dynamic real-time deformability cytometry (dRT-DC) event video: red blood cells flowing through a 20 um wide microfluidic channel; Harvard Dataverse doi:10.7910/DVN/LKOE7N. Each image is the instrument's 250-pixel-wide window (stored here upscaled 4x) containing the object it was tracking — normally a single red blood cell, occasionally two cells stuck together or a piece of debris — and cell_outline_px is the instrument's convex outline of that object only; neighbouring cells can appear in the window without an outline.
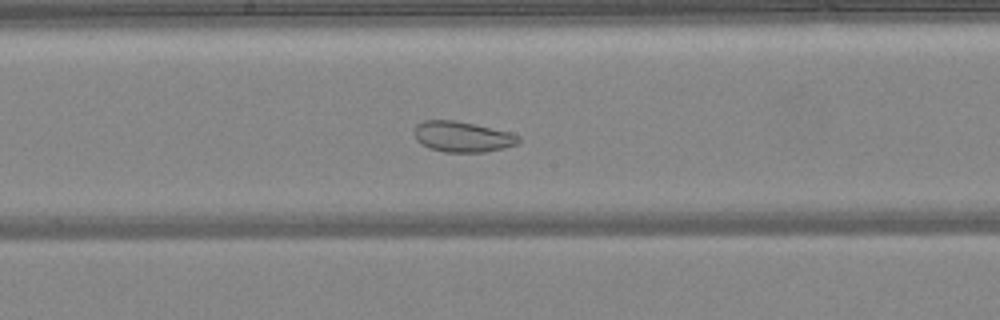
{"species": "common noctule bat (a hibernating species)", "species_latin": "Nyctalus noctula", "temperature_condition": "warm", "stored_images_in_passage": 49, "camera_frame_rate_fps": 3000, "um_per_image_px": 0.085, "animal": {"sex": "female", "body_mass_g": 24.6, "forearm_length_mm": 56.2}, "frame": {"image": 1, "passage_image": 26, "time_ms": 8.333, "image_size_px": [1000, 320], "cell_outline_px": [[520, 140], [516, 144], [504, 148], [484, 152], [444, 152], [428, 148], [420, 144], [416, 140], [416, 124], [424, 120], [456, 120], [512, 132], [520, 136]], "centroid_in_image_um": [39.32, 11.62], "position_along_channel_um": 208.9, "area_um2": 18.73}}
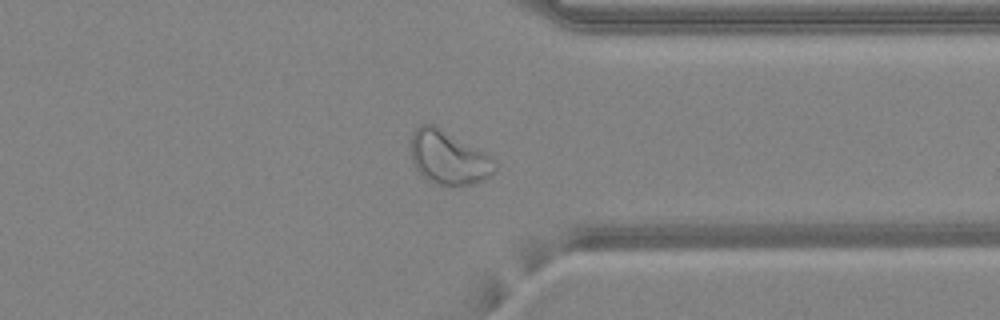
{"frame": {"image": 2, "passage_image": 38, "time_ms": 12.333, "image_size_px": [1000, 320], "cell_outline_px": [[496, 172], [480, 180], [468, 184], [432, 184], [412, 164], [412, 132], [420, 124], [436, 124], [484, 152], [496, 160]], "centroid_in_image_um": [38.12, 13.36], "position_along_channel_um": 373.3, "area_um2": 26.01}}
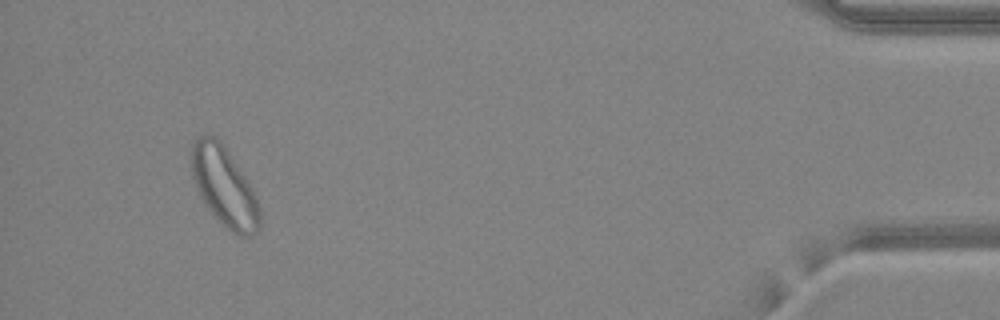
{"frame": {"image": 3, "passage_image": 46, "time_ms": 15.0, "image_size_px": [1000, 320], "cell_outline_px": [[260, 228], [256, 232], [248, 236], [240, 236], [232, 232], [204, 204], [200, 196], [192, 176], [192, 140], [196, 136], [216, 136], [224, 144], [252, 188], [256, 196], [260, 208]], "centroid_in_image_um": [19.07, 15.84], "position_along_channel_um": 416.1, "area_um2": 31.27}, "authors_computed_cell_mechanics": {"area_um2": 28.611, "velocity_mm_per_s": 4.1913, "shape_relaxation_time_tau1_ms": null, "shape_relaxation_time_tau2_ms": 1.7022, "deformation_change_tau1": null, "deformation_change_tau2": 0.0706}}